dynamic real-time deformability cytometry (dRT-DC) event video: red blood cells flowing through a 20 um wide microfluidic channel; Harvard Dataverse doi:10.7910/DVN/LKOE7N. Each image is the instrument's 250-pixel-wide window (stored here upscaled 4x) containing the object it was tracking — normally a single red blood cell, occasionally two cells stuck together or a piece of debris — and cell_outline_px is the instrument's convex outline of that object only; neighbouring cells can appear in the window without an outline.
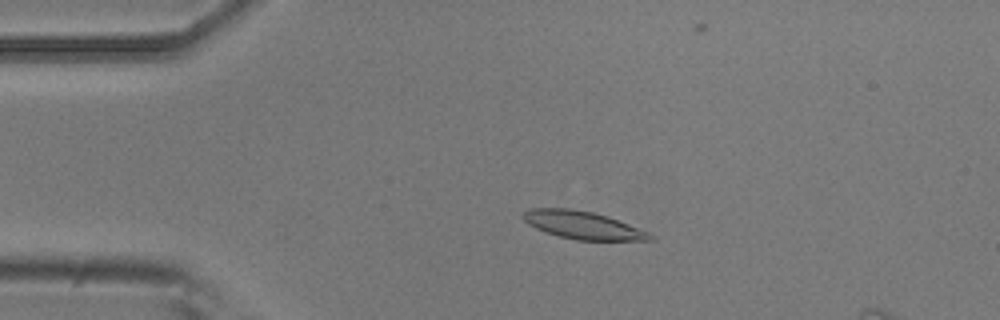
{"species": "common noctule bat (a hibernating species)", "species_latin": "Nyctalus noctula", "temperature_condition": "room temperature", "stored_images_in_passage": 4, "camera_frame_rate_fps": 3000, "um_per_image_px": 0.085, "animal": {"sex": "male", "body_mass_g": 20.5, "forearm_length_mm": 52.5}, "frame": {"image": 1, "passage_image": 3, "time_ms": 0.667, "image_size_px": [1000, 320], "cell_outline_px": [[656, 236], [652, 240], [576, 240], [560, 236], [536, 228], [528, 224], [520, 216], [528, 208], [572, 208], [592, 212], [608, 216], [648, 232]], "centroid_in_image_um": [49.52, 19.12], "position_along_channel_um": 35.5, "area_um2": 20.46}}